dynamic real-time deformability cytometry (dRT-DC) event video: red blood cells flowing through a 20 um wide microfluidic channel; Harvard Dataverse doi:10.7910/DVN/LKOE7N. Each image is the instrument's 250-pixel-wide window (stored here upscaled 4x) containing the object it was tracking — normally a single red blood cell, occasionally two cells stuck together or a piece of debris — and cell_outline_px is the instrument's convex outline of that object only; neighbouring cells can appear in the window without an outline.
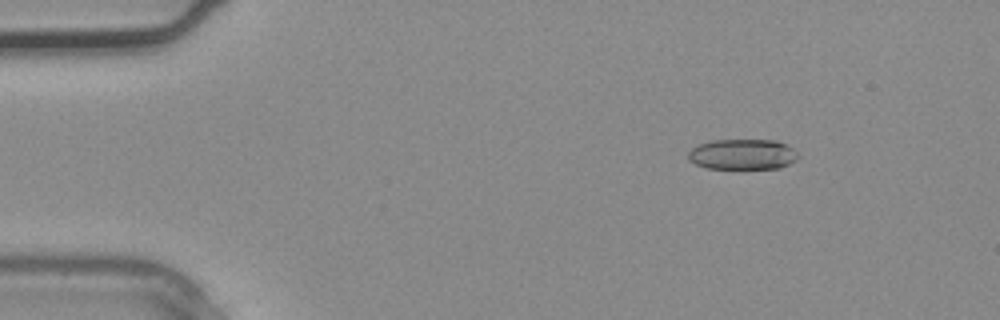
{"species": "common noctule bat (a hibernating species)", "species_latin": "Nyctalus noctula", "temperature_condition": "warm", "stored_images_in_passage": 2, "camera_frame_rate_fps": 3000, "um_per_image_px": 0.085, "animal": {"sex": "male", "body_mass_g": 20.4}, "frame": {"image": 1, "passage_image": 1, "time_ms": 0.0, "image_size_px": [1000, 320], "cell_outline_px": [[800, 156], [796, 160], [780, 168], [708, 168], [696, 164], [688, 160], [688, 152], [692, 148], [700, 144], [712, 140], [776, 140], [788, 144]], "centroid_in_image_um": [63.14, 13.11], "position_along_channel_um": 21.9, "area_um2": 19.54}}